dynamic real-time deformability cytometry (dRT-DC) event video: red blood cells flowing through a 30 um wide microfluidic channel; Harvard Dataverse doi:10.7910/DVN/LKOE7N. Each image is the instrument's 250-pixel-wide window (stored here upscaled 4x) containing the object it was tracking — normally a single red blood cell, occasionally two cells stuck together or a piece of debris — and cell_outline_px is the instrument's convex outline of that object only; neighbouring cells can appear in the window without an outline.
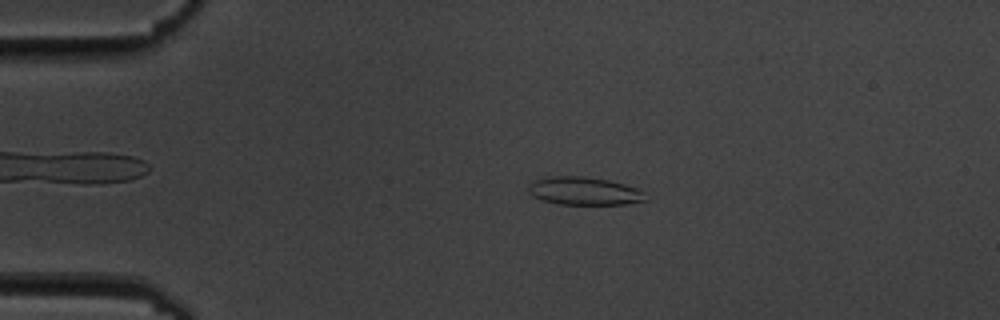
{"species": "common noctule bat (a hibernating species)", "species_latin": "Nyctalus noctula", "temperature_condition": "cold", "stored_images_in_passage": 55, "camera_frame_rate_fps": 3000, "um_per_image_px": 0.085, "animal": {"sex": "male", "body_mass_g": 19.5, "forearm_length_mm": 54.6}, "frame": {"image": 1, "passage_image": 11, "time_ms": 3.333, "image_size_px": [1000, 320], "cell_outline_px": [[648, 200], [628, 204], [560, 204], [540, 200], [532, 196], [528, 192], [528, 184], [532, 180], [544, 176], [584, 176], [608, 180], [624, 184], [636, 188]], "centroid_in_image_um": [49.56, 16.23], "position_along_channel_um": 35.4, "area_um2": 19.25}}
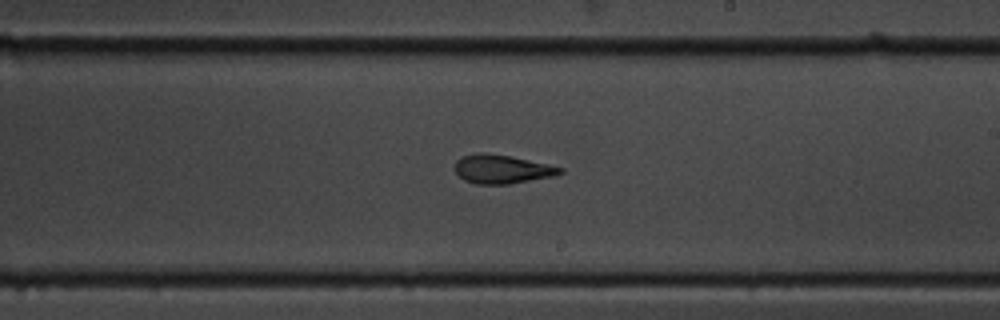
{"frame": {"image": 2, "passage_image": 32, "time_ms": 10.333, "image_size_px": [1000, 320], "cell_outline_px": [[564, 172], [552, 176], [508, 184], [476, 184], [464, 180], [456, 172], [456, 160], [464, 156], [484, 152], [508, 156], [548, 164], [564, 168]], "centroid_in_image_um": [42.67, 14.38], "position_along_channel_um": 246.3, "area_um2": 17.28}}
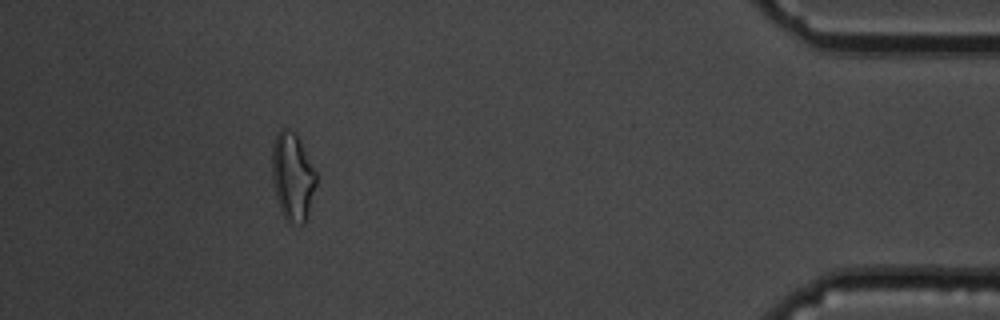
{"frame": {"image": 3, "passage_image": 50, "time_ms": 16.333, "image_size_px": [1000, 320], "cell_outline_px": [[316, 184], [308, 212], [304, 224], [288, 224], [284, 220], [276, 200], [272, 180], [272, 144], [276, 132], [280, 128], [288, 128], [296, 132], [316, 172]], "centroid_in_image_um": [24.83, 15.01], "position_along_channel_um": 410.4, "area_um2": 23.06}, "authors_computed_cell_mechanics": {"area_um2": 18.6694, "velocity_mm_per_s": 3.6035, "shape_relaxation_time_tau1_ms": 4.7629, "shape_relaxation_time_tau2_ms": 2.053, "deformation_change_tau1": 0.1576, "deformation_change_tau2": 0.0873}}